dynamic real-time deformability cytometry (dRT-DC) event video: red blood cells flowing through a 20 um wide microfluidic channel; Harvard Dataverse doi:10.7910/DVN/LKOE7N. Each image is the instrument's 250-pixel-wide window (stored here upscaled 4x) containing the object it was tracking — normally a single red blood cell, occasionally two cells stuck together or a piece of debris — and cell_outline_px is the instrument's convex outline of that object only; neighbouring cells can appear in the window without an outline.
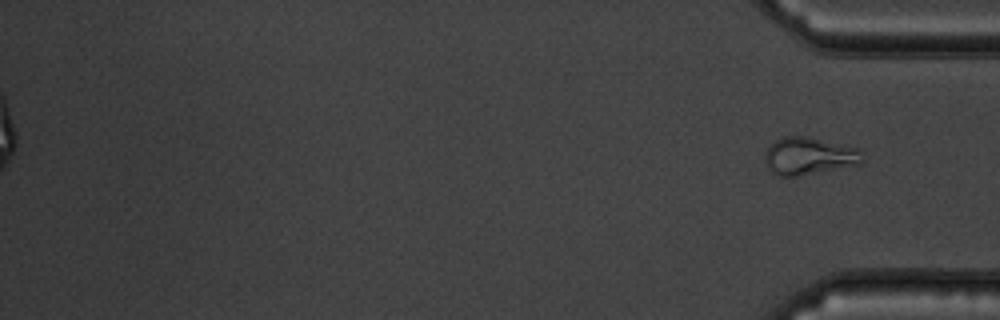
{"species": "common noctule bat (a hibernating species)", "species_latin": "Nyctalus noctula", "temperature_condition": "warm", "stored_images_in_passage": 42, "segment_of_instrument_passage": [2, 2], "camera_frame_rate_fps": 3000, "um_per_image_px": 0.085, "animal": {"sex": "male", "body_mass_g": 19.5, "forearm_length_mm": 54.6}, "frame": {"image": 1, "passage_image": 42, "time_ms": 13.667, "image_size_px": [1000, 320], "cell_outline_px": [[864, 160], [860, 164], [800, 176], [780, 176], [772, 172], [768, 168], [764, 156], [764, 152], [776, 140], [784, 136], [808, 136], [860, 148]], "centroid_in_image_um": [68.79, 13.26], "position_along_channel_um": 366.4, "area_um2": 21.44}}